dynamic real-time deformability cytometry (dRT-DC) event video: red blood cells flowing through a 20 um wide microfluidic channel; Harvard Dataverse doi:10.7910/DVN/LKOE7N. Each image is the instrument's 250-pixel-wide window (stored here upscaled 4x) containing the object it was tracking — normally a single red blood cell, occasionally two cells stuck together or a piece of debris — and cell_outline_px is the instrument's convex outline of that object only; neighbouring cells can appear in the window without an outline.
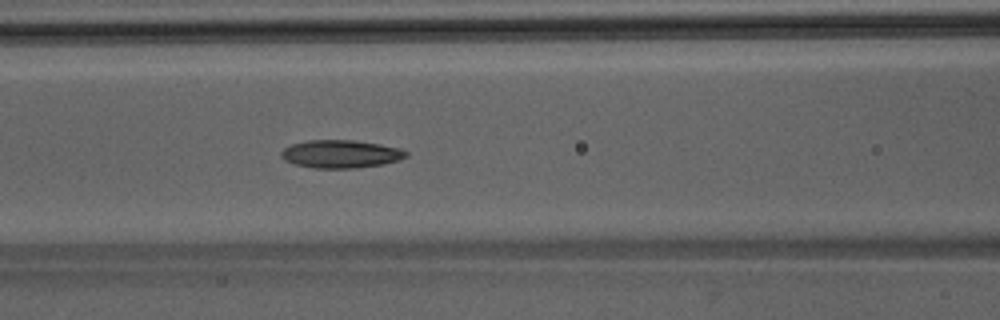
{"species": "Egyptian fruit bat (a non-hibernating species)", "species_latin": "Rousettus aegyptiacus", "temperature_condition": "room temperature", "stored_images_in_passage": 48, "camera_frame_rate_fps": 3000, "um_per_image_px": 0.085, "animal": {"sex": "male"}, "frame": {"image": 1, "passage_image": 20, "time_ms": 6.333, "image_size_px": [1000, 320], "cell_outline_px": [[408, 156], [400, 160], [384, 164], [356, 168], [312, 168], [296, 164], [284, 160], [280, 156], [280, 152], [284, 148], [292, 144], [308, 140], [352, 140], [380, 144], [400, 148], [408, 152]], "centroid_in_image_um": [28.98, 13.09], "position_along_channel_um": 137.6, "area_um2": 20.46}}
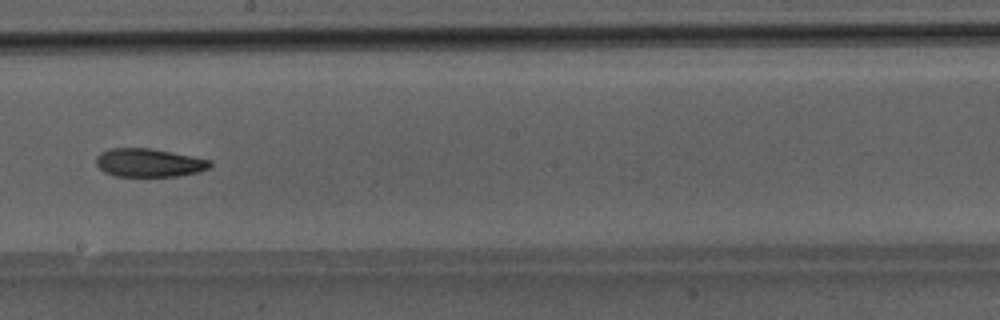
{"frame": {"image": 2, "passage_image": 27, "time_ms": 8.667, "image_size_px": [1000, 320], "cell_outline_px": [[212, 164], [208, 168], [200, 172], [180, 176], [116, 176], [104, 172], [96, 164], [96, 156], [100, 152], [112, 148], [148, 148], [172, 152], [212, 160]], "centroid_in_image_um": [12.67, 13.83], "position_along_channel_um": 235.5, "area_um2": 18.9}}
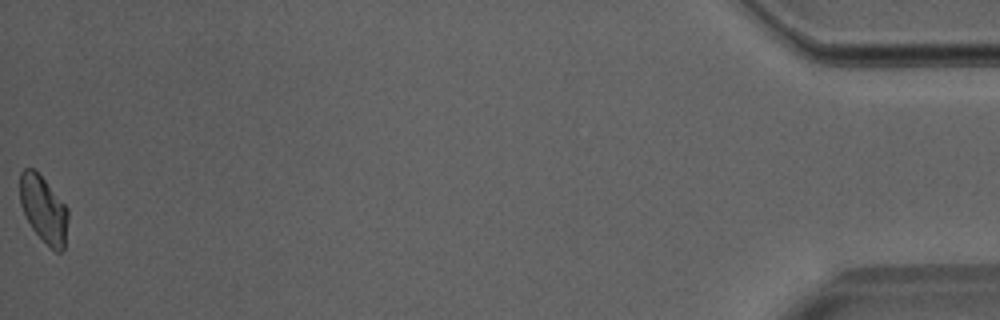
{"frame": {"image": 3, "passage_image": 48, "time_ms": 15.667, "image_size_px": [1000, 320], "cell_outline_px": [[68, 220], [64, 248], [60, 252], [56, 252], [32, 228], [20, 204], [20, 172], [24, 168], [32, 168], [44, 180], [68, 208]], "centroid_in_image_um": [3.71, 17.78], "position_along_channel_um": 431.5, "area_um2": 18.26}}